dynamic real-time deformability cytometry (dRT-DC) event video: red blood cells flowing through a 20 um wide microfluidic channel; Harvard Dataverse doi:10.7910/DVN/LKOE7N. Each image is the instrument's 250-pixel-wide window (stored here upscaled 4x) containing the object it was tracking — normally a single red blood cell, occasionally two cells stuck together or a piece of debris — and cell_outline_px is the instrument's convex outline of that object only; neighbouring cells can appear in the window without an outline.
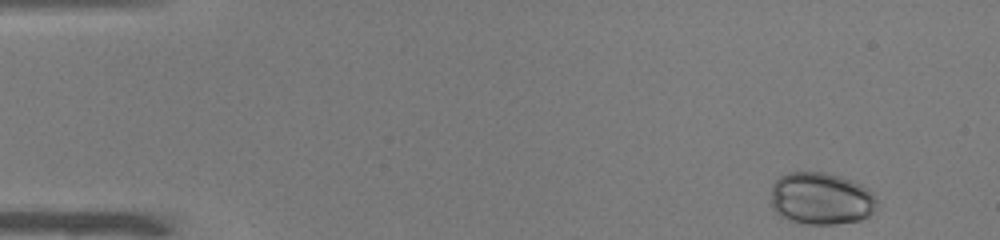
{"species": "common noctule bat (a hibernating species)", "species_latin": "Nyctalus noctula", "temperature_condition": "warm", "stored_images_in_passage": 13, "camera_frame_rate_fps": 3000, "um_per_image_px": 0.085, "animal": {"sex": "male", "body_mass_g": 19.0, "forearm_length_mm": 50.8}, "frame": {"image": 1, "passage_image": 1, "time_ms": 0.0, "image_size_px": [1000, 240], "cell_outline_px": [[876, 208], [868, 216], [860, 220], [836, 224], [800, 224], [788, 220], [780, 216], [772, 208], [772, 184], [780, 176], [788, 172], [824, 172], [840, 176], [852, 180], [868, 188], [876, 196]], "centroid_in_image_um": [69.78, 16.88], "position_along_channel_um": 15.2, "area_um2": 32.6}}